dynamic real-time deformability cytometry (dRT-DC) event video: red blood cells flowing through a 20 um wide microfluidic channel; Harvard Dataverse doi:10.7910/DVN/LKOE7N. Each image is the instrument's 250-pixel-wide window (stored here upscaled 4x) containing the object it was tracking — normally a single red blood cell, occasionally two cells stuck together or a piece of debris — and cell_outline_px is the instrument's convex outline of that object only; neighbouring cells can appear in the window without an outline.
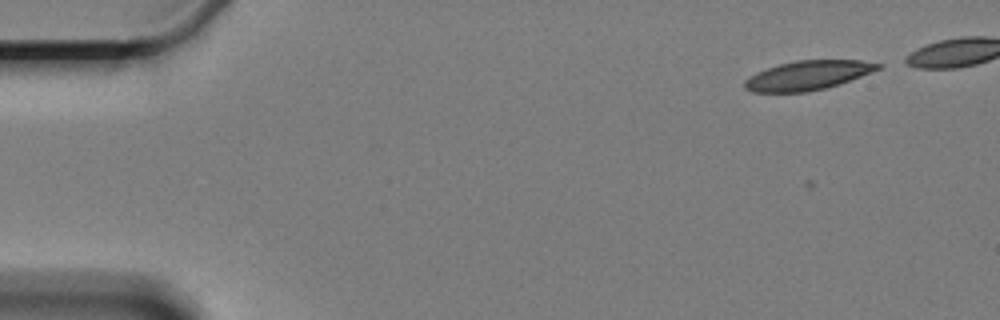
{"species": "Egyptian fruit bat (a non-hibernating species)", "species_latin": "Rousettus aegyptiacus", "temperature_condition": "cold", "stored_images_in_passage": 5, "camera_frame_rate_fps": 3000, "um_per_image_px": 0.085, "animal": {"sex": "female"}, "frame": {"image": 1, "passage_image": 1, "time_ms": 0.0, "image_size_px": [1000, 320], "cell_outline_px": [[884, 64], [880, 68], [860, 76], [824, 88], [808, 92], [752, 92], [744, 88], [744, 80], [756, 72], [780, 64], [796, 60], [860, 60]], "centroid_in_image_um": [68.62, 6.4], "position_along_channel_um": 16.4, "area_um2": 22.43}}